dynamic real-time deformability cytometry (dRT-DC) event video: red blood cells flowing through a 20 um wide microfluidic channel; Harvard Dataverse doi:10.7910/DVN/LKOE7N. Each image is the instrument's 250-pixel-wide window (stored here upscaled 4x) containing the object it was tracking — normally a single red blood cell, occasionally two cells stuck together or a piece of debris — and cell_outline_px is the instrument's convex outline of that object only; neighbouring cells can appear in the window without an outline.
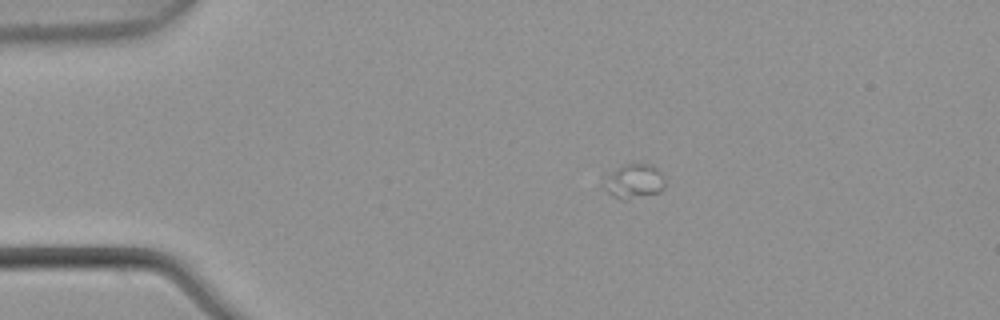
{"species": "common noctule bat (a hibernating species)", "species_latin": "Nyctalus noctula", "temperature_condition": "warm", "stored_images_in_passage": 6, "camera_frame_rate_fps": 3000, "um_per_image_px": 0.085, "animal": {"sex": "male", "body_mass_g": 21.5, "forearm_length_mm": 52.0}, "frame": {"image": 1, "passage_image": 2, "time_ms": 0.333, "image_size_px": [1000, 320], "cell_outline_px": [[664, 188], [660, 192], [628, 200], [624, 200], [608, 192], [600, 184], [620, 164], [656, 164], [664, 176]], "centroid_in_image_um": [53.92, 15.39], "position_along_channel_um": 31.1, "area_um2": 12.48}}